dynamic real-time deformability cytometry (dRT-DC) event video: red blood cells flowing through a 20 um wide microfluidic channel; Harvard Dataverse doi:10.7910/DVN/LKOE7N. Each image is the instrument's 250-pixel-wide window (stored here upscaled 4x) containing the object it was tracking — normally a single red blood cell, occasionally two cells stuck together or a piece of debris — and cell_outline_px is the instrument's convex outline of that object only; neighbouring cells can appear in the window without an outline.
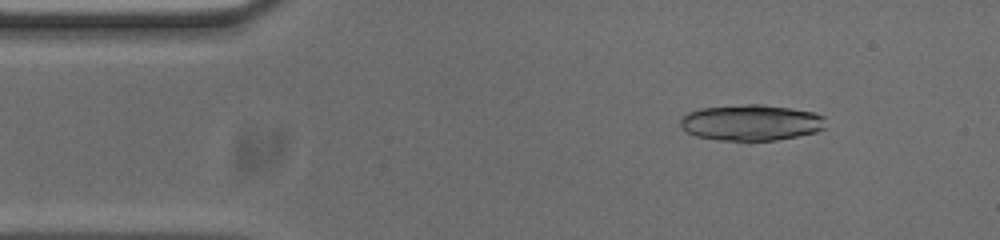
{"species": "common noctule bat (a hibernating species)", "species_latin": "Nyctalus noctula", "temperature_condition": "cold", "stored_images_in_passage": 52, "camera_frame_rate_fps": 3000, "um_per_image_px": 0.085, "animal": {"sex": "male", "body_mass_g": 20.0, "forearm_length_mm": 53.3}, "frame": {"image": 1, "passage_image": 6, "time_ms": 1.667, "image_size_px": [1000, 240], "cell_outline_px": [[824, 128], [816, 132], [776, 140], [748, 144], [716, 140], [696, 136], [680, 128], [680, 116], [688, 112], [700, 108], [748, 104], [760, 104], [788, 108], [812, 112], [824, 116]], "centroid_in_image_um": [63.78, 10.46], "position_along_channel_um": 21.2, "area_um2": 31.27}}